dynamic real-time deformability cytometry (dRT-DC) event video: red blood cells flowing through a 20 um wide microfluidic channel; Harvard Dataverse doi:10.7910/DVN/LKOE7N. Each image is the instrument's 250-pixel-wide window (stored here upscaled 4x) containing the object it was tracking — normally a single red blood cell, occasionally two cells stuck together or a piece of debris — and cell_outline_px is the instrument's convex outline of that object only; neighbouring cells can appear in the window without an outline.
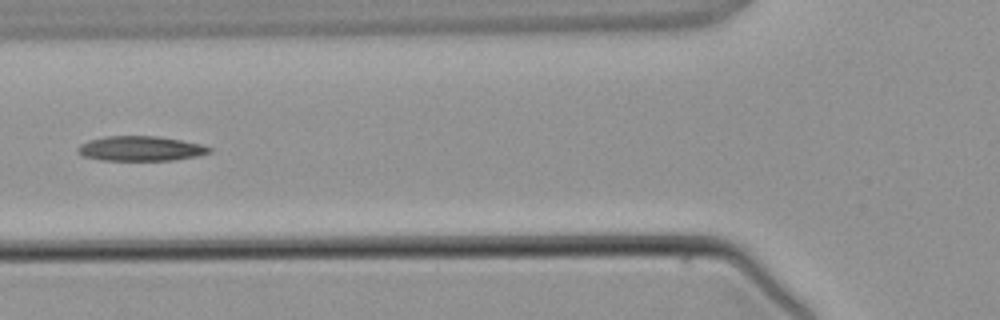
{"species": "common noctule bat (a hibernating species)", "species_latin": "Nyctalus noctula", "temperature_condition": "warm", "stored_images_in_passage": 4, "camera_frame_rate_fps": 3000, "um_per_image_px": 0.085, "animal": {"sex": "male", "body_mass_g": 21.5, "forearm_length_mm": 52.0}, "frame": {"image": 1, "passage_image": 4, "time_ms": 3.667, "image_size_px": [1000, 320], "cell_outline_px": [[212, 152], [196, 156], [172, 160], [100, 160], [84, 156], [76, 148], [80, 144], [88, 140], [104, 136], [156, 136], [180, 140], [200, 144], [212, 148]], "centroid_in_image_um": [11.94, 12.62], "position_along_channel_um": 113.9, "area_um2": 18.9}}